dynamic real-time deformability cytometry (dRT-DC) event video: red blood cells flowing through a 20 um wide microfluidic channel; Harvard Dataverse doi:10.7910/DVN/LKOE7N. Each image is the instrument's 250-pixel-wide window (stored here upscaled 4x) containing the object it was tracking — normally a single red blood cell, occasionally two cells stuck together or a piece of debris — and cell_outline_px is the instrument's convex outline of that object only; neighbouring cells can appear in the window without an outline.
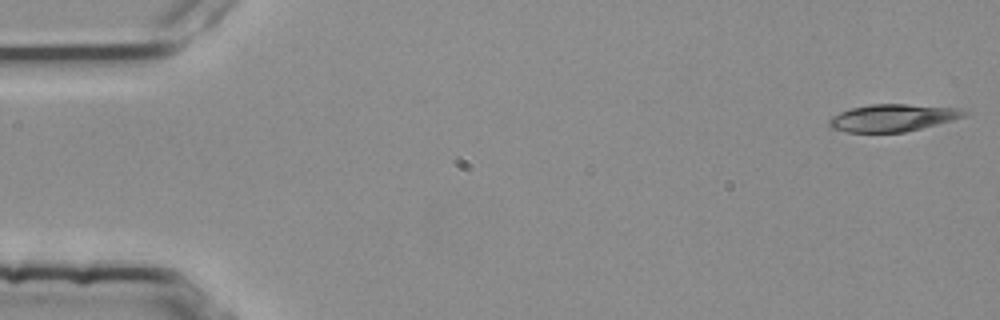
{"species": "common noctule bat (a hibernating species)", "species_latin": "Nyctalus noctula", "temperature_condition": "room temperature", "stored_images_in_passage": 53, "camera_frame_rate_fps": 3000, "um_per_image_px": 0.085, "animal": {"sex": "female", "body_mass_g": 25.1}, "frame": {"image": 1, "passage_image": 1, "time_ms": 0.0, "image_size_px": [1000, 320], "cell_outline_px": [[972, 112], [964, 116], [952, 120], [904, 132], [848, 132], [832, 128], [828, 124], [828, 120], [832, 116], [840, 112], [852, 108], [872, 104], [908, 104], [960, 108]], "centroid_in_image_um": [75.9, 10.0], "position_along_channel_um": 9.1, "area_um2": 21.33}}
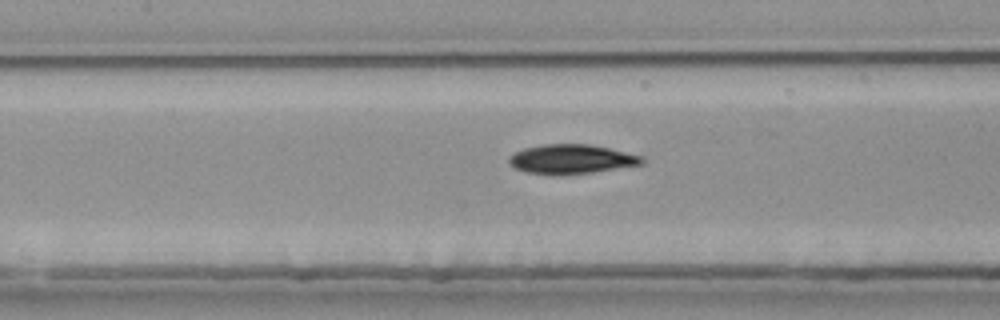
{"frame": {"image": 2, "passage_image": 24, "time_ms": 7.667, "image_size_px": [1000, 320], "cell_outline_px": [[644, 164], [592, 172], [524, 172], [508, 164], [508, 156], [524, 148], [544, 144], [588, 144], [608, 148], [640, 156], [644, 160]], "centroid_in_image_um": [48.55, 13.49], "position_along_channel_um": 158.9, "area_um2": 21.79}}
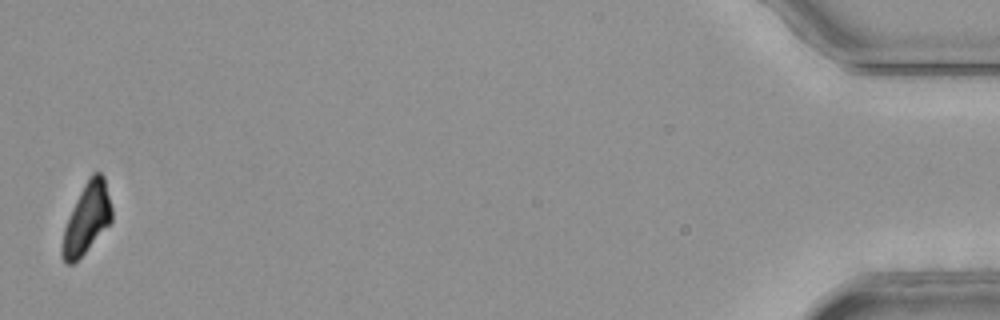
{"frame": {"image": 3, "passage_image": 53, "time_ms": 17.333, "image_size_px": [1000, 320], "cell_outline_px": [[112, 220], [84, 252], [72, 264], [68, 264], [64, 260], [60, 252], [60, 248], [64, 228], [72, 208], [84, 184], [92, 172], [100, 172], [104, 176], [112, 208]], "centroid_in_image_um": [7.36, 18.54], "position_along_channel_um": 427.8, "area_um2": 19.88}, "authors_computed_cell_mechanics": {"area_um2": 22.3108, "velocity_mm_per_s": 3.7833, "shape_relaxation_time_tau1_ms": 5.6622, "shape_relaxation_time_tau2_ms": null, "deformation_change_tau1": 0.1954, "deformation_change_tau2": null}}